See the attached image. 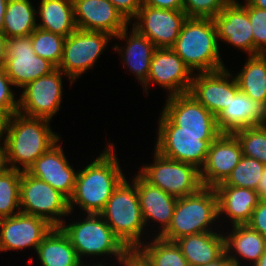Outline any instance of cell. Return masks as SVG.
Segmentation results:
<instances>
[{
    "label": "cell",
    "instance_id": "6da1fadb",
    "mask_svg": "<svg viewBox=\"0 0 266 266\" xmlns=\"http://www.w3.org/2000/svg\"><path fill=\"white\" fill-rule=\"evenodd\" d=\"M50 121L19 112L1 121L0 132L5 134L9 168L28 171L42 154L61 139L51 130Z\"/></svg>",
    "mask_w": 266,
    "mask_h": 266
},
{
    "label": "cell",
    "instance_id": "7a4b0ae2",
    "mask_svg": "<svg viewBox=\"0 0 266 266\" xmlns=\"http://www.w3.org/2000/svg\"><path fill=\"white\" fill-rule=\"evenodd\" d=\"M114 144L77 173L75 187L69 199L70 213L78 205L87 214H100L115 189L125 179ZM75 203V204H74Z\"/></svg>",
    "mask_w": 266,
    "mask_h": 266
},
{
    "label": "cell",
    "instance_id": "3957f363",
    "mask_svg": "<svg viewBox=\"0 0 266 266\" xmlns=\"http://www.w3.org/2000/svg\"><path fill=\"white\" fill-rule=\"evenodd\" d=\"M219 46L213 19L187 18L172 49L193 73H199L225 68Z\"/></svg>",
    "mask_w": 266,
    "mask_h": 266
},
{
    "label": "cell",
    "instance_id": "277c9868",
    "mask_svg": "<svg viewBox=\"0 0 266 266\" xmlns=\"http://www.w3.org/2000/svg\"><path fill=\"white\" fill-rule=\"evenodd\" d=\"M100 215L130 252H135L142 245L140 239L146 233V225L133 182L129 184L125 178L108 199Z\"/></svg>",
    "mask_w": 266,
    "mask_h": 266
},
{
    "label": "cell",
    "instance_id": "5b68a950",
    "mask_svg": "<svg viewBox=\"0 0 266 266\" xmlns=\"http://www.w3.org/2000/svg\"><path fill=\"white\" fill-rule=\"evenodd\" d=\"M218 218L216 190L202 187L194 194L177 199L171 224L160 237L175 241L192 234L216 231L211 226Z\"/></svg>",
    "mask_w": 266,
    "mask_h": 266
},
{
    "label": "cell",
    "instance_id": "8992f818",
    "mask_svg": "<svg viewBox=\"0 0 266 266\" xmlns=\"http://www.w3.org/2000/svg\"><path fill=\"white\" fill-rule=\"evenodd\" d=\"M86 218L60 226L69 237L79 260L84 256H114L121 263L130 251L115 236L100 214H86Z\"/></svg>",
    "mask_w": 266,
    "mask_h": 266
},
{
    "label": "cell",
    "instance_id": "52a82bcc",
    "mask_svg": "<svg viewBox=\"0 0 266 266\" xmlns=\"http://www.w3.org/2000/svg\"><path fill=\"white\" fill-rule=\"evenodd\" d=\"M160 113L154 149L164 157L194 165L200 170L211 143L221 133L177 132V126L163 112Z\"/></svg>",
    "mask_w": 266,
    "mask_h": 266
},
{
    "label": "cell",
    "instance_id": "ba28073f",
    "mask_svg": "<svg viewBox=\"0 0 266 266\" xmlns=\"http://www.w3.org/2000/svg\"><path fill=\"white\" fill-rule=\"evenodd\" d=\"M20 212L45 219L53 227H60L68 216L69 200L51 185L27 171L20 181Z\"/></svg>",
    "mask_w": 266,
    "mask_h": 266
},
{
    "label": "cell",
    "instance_id": "9c48e42d",
    "mask_svg": "<svg viewBox=\"0 0 266 266\" xmlns=\"http://www.w3.org/2000/svg\"><path fill=\"white\" fill-rule=\"evenodd\" d=\"M153 161L142 166L138 173L168 194L180 198L194 194L203 187L200 170L194 165L169 159L156 150Z\"/></svg>",
    "mask_w": 266,
    "mask_h": 266
},
{
    "label": "cell",
    "instance_id": "30bf717a",
    "mask_svg": "<svg viewBox=\"0 0 266 266\" xmlns=\"http://www.w3.org/2000/svg\"><path fill=\"white\" fill-rule=\"evenodd\" d=\"M112 38L114 37L105 32L76 29L65 39L57 69L66 74L72 84L80 75L94 67Z\"/></svg>",
    "mask_w": 266,
    "mask_h": 266
},
{
    "label": "cell",
    "instance_id": "8fae6325",
    "mask_svg": "<svg viewBox=\"0 0 266 266\" xmlns=\"http://www.w3.org/2000/svg\"><path fill=\"white\" fill-rule=\"evenodd\" d=\"M63 75L66 76L56 68L24 86L19 97L18 112L28 117L52 120L61 107Z\"/></svg>",
    "mask_w": 266,
    "mask_h": 266
},
{
    "label": "cell",
    "instance_id": "7c38bea8",
    "mask_svg": "<svg viewBox=\"0 0 266 266\" xmlns=\"http://www.w3.org/2000/svg\"><path fill=\"white\" fill-rule=\"evenodd\" d=\"M56 67L34 52L30 35L6 40L4 70L15 87L23 88L31 81L48 75Z\"/></svg>",
    "mask_w": 266,
    "mask_h": 266
},
{
    "label": "cell",
    "instance_id": "4fadbf2b",
    "mask_svg": "<svg viewBox=\"0 0 266 266\" xmlns=\"http://www.w3.org/2000/svg\"><path fill=\"white\" fill-rule=\"evenodd\" d=\"M187 18L184 10L142 5L132 27L150 39L156 48H172Z\"/></svg>",
    "mask_w": 266,
    "mask_h": 266
},
{
    "label": "cell",
    "instance_id": "5bb4252c",
    "mask_svg": "<svg viewBox=\"0 0 266 266\" xmlns=\"http://www.w3.org/2000/svg\"><path fill=\"white\" fill-rule=\"evenodd\" d=\"M194 73L172 48H156L154 51L144 91L149 84H157L169 92L168 96L189 93Z\"/></svg>",
    "mask_w": 266,
    "mask_h": 266
},
{
    "label": "cell",
    "instance_id": "9a60e30c",
    "mask_svg": "<svg viewBox=\"0 0 266 266\" xmlns=\"http://www.w3.org/2000/svg\"><path fill=\"white\" fill-rule=\"evenodd\" d=\"M239 91L236 78L225 67L213 72L194 74L189 93L217 116Z\"/></svg>",
    "mask_w": 266,
    "mask_h": 266
},
{
    "label": "cell",
    "instance_id": "2e32d148",
    "mask_svg": "<svg viewBox=\"0 0 266 266\" xmlns=\"http://www.w3.org/2000/svg\"><path fill=\"white\" fill-rule=\"evenodd\" d=\"M163 113L177 126V132L221 133L216 116L190 93L168 96Z\"/></svg>",
    "mask_w": 266,
    "mask_h": 266
},
{
    "label": "cell",
    "instance_id": "e0dca14e",
    "mask_svg": "<svg viewBox=\"0 0 266 266\" xmlns=\"http://www.w3.org/2000/svg\"><path fill=\"white\" fill-rule=\"evenodd\" d=\"M53 228L45 219L18 213L0 219V252L22 250L32 247L37 250L43 238Z\"/></svg>",
    "mask_w": 266,
    "mask_h": 266
},
{
    "label": "cell",
    "instance_id": "ac0fdd59",
    "mask_svg": "<svg viewBox=\"0 0 266 266\" xmlns=\"http://www.w3.org/2000/svg\"><path fill=\"white\" fill-rule=\"evenodd\" d=\"M242 155V146L236 135L221 133L211 143L205 164L200 169L203 187L215 188L223 183Z\"/></svg>",
    "mask_w": 266,
    "mask_h": 266
},
{
    "label": "cell",
    "instance_id": "d6986e66",
    "mask_svg": "<svg viewBox=\"0 0 266 266\" xmlns=\"http://www.w3.org/2000/svg\"><path fill=\"white\" fill-rule=\"evenodd\" d=\"M77 29L115 37L129 23L109 0H72Z\"/></svg>",
    "mask_w": 266,
    "mask_h": 266
},
{
    "label": "cell",
    "instance_id": "ffe728a7",
    "mask_svg": "<svg viewBox=\"0 0 266 266\" xmlns=\"http://www.w3.org/2000/svg\"><path fill=\"white\" fill-rule=\"evenodd\" d=\"M59 143L58 141L42 154L27 172L45 181L69 200L74 191L78 171L69 164Z\"/></svg>",
    "mask_w": 266,
    "mask_h": 266
},
{
    "label": "cell",
    "instance_id": "44dd1931",
    "mask_svg": "<svg viewBox=\"0 0 266 266\" xmlns=\"http://www.w3.org/2000/svg\"><path fill=\"white\" fill-rule=\"evenodd\" d=\"M218 42H227L235 48L253 55V33L246 8L239 2L228 3L213 18ZM220 39V40H219Z\"/></svg>",
    "mask_w": 266,
    "mask_h": 266
},
{
    "label": "cell",
    "instance_id": "7402d4cb",
    "mask_svg": "<svg viewBox=\"0 0 266 266\" xmlns=\"http://www.w3.org/2000/svg\"><path fill=\"white\" fill-rule=\"evenodd\" d=\"M132 181L137 188L142 216L146 227L150 220L159 223L161 225L160 231L154 236H161L171 224L178 198L151 185L139 173L131 182Z\"/></svg>",
    "mask_w": 266,
    "mask_h": 266
},
{
    "label": "cell",
    "instance_id": "603a6c76",
    "mask_svg": "<svg viewBox=\"0 0 266 266\" xmlns=\"http://www.w3.org/2000/svg\"><path fill=\"white\" fill-rule=\"evenodd\" d=\"M128 27L123 29L115 36L116 39L125 40L126 46L124 48L115 45L113 48L120 52L123 58L122 62L131 73L135 74L136 79L142 83L147 81L150 70L151 60L156 50V46L146 36L138 33L133 27L128 35ZM121 48V49H120ZM124 49V50H123Z\"/></svg>",
    "mask_w": 266,
    "mask_h": 266
},
{
    "label": "cell",
    "instance_id": "cb8c5ba5",
    "mask_svg": "<svg viewBox=\"0 0 266 266\" xmlns=\"http://www.w3.org/2000/svg\"><path fill=\"white\" fill-rule=\"evenodd\" d=\"M264 113V106L239 91L228 106L216 116V121L221 133L234 134L238 130L261 125Z\"/></svg>",
    "mask_w": 266,
    "mask_h": 266
},
{
    "label": "cell",
    "instance_id": "d4e9b609",
    "mask_svg": "<svg viewBox=\"0 0 266 266\" xmlns=\"http://www.w3.org/2000/svg\"><path fill=\"white\" fill-rule=\"evenodd\" d=\"M218 197V216H227L233 225H245L260 201L258 193L249 188L219 184L214 188ZM223 214V215H222Z\"/></svg>",
    "mask_w": 266,
    "mask_h": 266
},
{
    "label": "cell",
    "instance_id": "484cf974",
    "mask_svg": "<svg viewBox=\"0 0 266 266\" xmlns=\"http://www.w3.org/2000/svg\"><path fill=\"white\" fill-rule=\"evenodd\" d=\"M231 230L224 235L226 254L234 266H242L239 260H246L253 266L264 253L266 239L247 224L233 225Z\"/></svg>",
    "mask_w": 266,
    "mask_h": 266
},
{
    "label": "cell",
    "instance_id": "4316f807",
    "mask_svg": "<svg viewBox=\"0 0 266 266\" xmlns=\"http://www.w3.org/2000/svg\"><path fill=\"white\" fill-rule=\"evenodd\" d=\"M189 266L210 263L225 252L224 234L215 231L192 234L175 240Z\"/></svg>",
    "mask_w": 266,
    "mask_h": 266
},
{
    "label": "cell",
    "instance_id": "83f0119b",
    "mask_svg": "<svg viewBox=\"0 0 266 266\" xmlns=\"http://www.w3.org/2000/svg\"><path fill=\"white\" fill-rule=\"evenodd\" d=\"M42 266H80L69 237L60 227H53L36 250Z\"/></svg>",
    "mask_w": 266,
    "mask_h": 266
},
{
    "label": "cell",
    "instance_id": "f1b7e54d",
    "mask_svg": "<svg viewBox=\"0 0 266 266\" xmlns=\"http://www.w3.org/2000/svg\"><path fill=\"white\" fill-rule=\"evenodd\" d=\"M39 4L37 16L41 23H37L38 28L64 37L77 29L72 0H40Z\"/></svg>",
    "mask_w": 266,
    "mask_h": 266
},
{
    "label": "cell",
    "instance_id": "f546056e",
    "mask_svg": "<svg viewBox=\"0 0 266 266\" xmlns=\"http://www.w3.org/2000/svg\"><path fill=\"white\" fill-rule=\"evenodd\" d=\"M235 78L241 92L266 107V54L248 56Z\"/></svg>",
    "mask_w": 266,
    "mask_h": 266
},
{
    "label": "cell",
    "instance_id": "4dcf8cb0",
    "mask_svg": "<svg viewBox=\"0 0 266 266\" xmlns=\"http://www.w3.org/2000/svg\"><path fill=\"white\" fill-rule=\"evenodd\" d=\"M36 14L30 0H8L3 35L7 39L30 35L37 28Z\"/></svg>",
    "mask_w": 266,
    "mask_h": 266
},
{
    "label": "cell",
    "instance_id": "1f68e13d",
    "mask_svg": "<svg viewBox=\"0 0 266 266\" xmlns=\"http://www.w3.org/2000/svg\"><path fill=\"white\" fill-rule=\"evenodd\" d=\"M150 243V244H149ZM149 266H189L175 241L155 236L135 251Z\"/></svg>",
    "mask_w": 266,
    "mask_h": 266
},
{
    "label": "cell",
    "instance_id": "d6a6232c",
    "mask_svg": "<svg viewBox=\"0 0 266 266\" xmlns=\"http://www.w3.org/2000/svg\"><path fill=\"white\" fill-rule=\"evenodd\" d=\"M21 174L11 168L0 174V219L20 213Z\"/></svg>",
    "mask_w": 266,
    "mask_h": 266
},
{
    "label": "cell",
    "instance_id": "836d02e7",
    "mask_svg": "<svg viewBox=\"0 0 266 266\" xmlns=\"http://www.w3.org/2000/svg\"><path fill=\"white\" fill-rule=\"evenodd\" d=\"M30 38L36 55L48 60L57 68L62 58L66 37L37 27L30 34Z\"/></svg>",
    "mask_w": 266,
    "mask_h": 266
},
{
    "label": "cell",
    "instance_id": "e575fe53",
    "mask_svg": "<svg viewBox=\"0 0 266 266\" xmlns=\"http://www.w3.org/2000/svg\"><path fill=\"white\" fill-rule=\"evenodd\" d=\"M265 165L255 158L242 155L239 163L221 184L257 190Z\"/></svg>",
    "mask_w": 266,
    "mask_h": 266
},
{
    "label": "cell",
    "instance_id": "d590c367",
    "mask_svg": "<svg viewBox=\"0 0 266 266\" xmlns=\"http://www.w3.org/2000/svg\"><path fill=\"white\" fill-rule=\"evenodd\" d=\"M242 146L244 156L255 158L266 166V128L250 126L234 133Z\"/></svg>",
    "mask_w": 266,
    "mask_h": 266
},
{
    "label": "cell",
    "instance_id": "8d00e7d4",
    "mask_svg": "<svg viewBox=\"0 0 266 266\" xmlns=\"http://www.w3.org/2000/svg\"><path fill=\"white\" fill-rule=\"evenodd\" d=\"M242 4L248 14L253 33V55L266 54V9L251 6L246 0Z\"/></svg>",
    "mask_w": 266,
    "mask_h": 266
},
{
    "label": "cell",
    "instance_id": "74e56055",
    "mask_svg": "<svg viewBox=\"0 0 266 266\" xmlns=\"http://www.w3.org/2000/svg\"><path fill=\"white\" fill-rule=\"evenodd\" d=\"M228 3V0H183V10L188 18L213 19Z\"/></svg>",
    "mask_w": 266,
    "mask_h": 266
},
{
    "label": "cell",
    "instance_id": "f35d334b",
    "mask_svg": "<svg viewBox=\"0 0 266 266\" xmlns=\"http://www.w3.org/2000/svg\"><path fill=\"white\" fill-rule=\"evenodd\" d=\"M11 86H14L4 68L0 69V121L18 112L19 99L15 98Z\"/></svg>",
    "mask_w": 266,
    "mask_h": 266
},
{
    "label": "cell",
    "instance_id": "ab89813d",
    "mask_svg": "<svg viewBox=\"0 0 266 266\" xmlns=\"http://www.w3.org/2000/svg\"><path fill=\"white\" fill-rule=\"evenodd\" d=\"M247 225L266 239V199H260Z\"/></svg>",
    "mask_w": 266,
    "mask_h": 266
},
{
    "label": "cell",
    "instance_id": "60d3db41",
    "mask_svg": "<svg viewBox=\"0 0 266 266\" xmlns=\"http://www.w3.org/2000/svg\"><path fill=\"white\" fill-rule=\"evenodd\" d=\"M130 24L142 7V0H109Z\"/></svg>",
    "mask_w": 266,
    "mask_h": 266
},
{
    "label": "cell",
    "instance_id": "b9f144b4",
    "mask_svg": "<svg viewBox=\"0 0 266 266\" xmlns=\"http://www.w3.org/2000/svg\"><path fill=\"white\" fill-rule=\"evenodd\" d=\"M142 5L161 9L183 10V0H142Z\"/></svg>",
    "mask_w": 266,
    "mask_h": 266
},
{
    "label": "cell",
    "instance_id": "7bdbcfd3",
    "mask_svg": "<svg viewBox=\"0 0 266 266\" xmlns=\"http://www.w3.org/2000/svg\"><path fill=\"white\" fill-rule=\"evenodd\" d=\"M3 140V141H2ZM0 174L6 172L9 169L7 160V146L4 139V135L0 132ZM3 144V146H1Z\"/></svg>",
    "mask_w": 266,
    "mask_h": 266
},
{
    "label": "cell",
    "instance_id": "ee69618b",
    "mask_svg": "<svg viewBox=\"0 0 266 266\" xmlns=\"http://www.w3.org/2000/svg\"><path fill=\"white\" fill-rule=\"evenodd\" d=\"M198 266H234V263L232 260L228 257L226 252H224L219 258L215 259L214 261H211L207 264H202Z\"/></svg>",
    "mask_w": 266,
    "mask_h": 266
},
{
    "label": "cell",
    "instance_id": "f6af8a7d",
    "mask_svg": "<svg viewBox=\"0 0 266 266\" xmlns=\"http://www.w3.org/2000/svg\"><path fill=\"white\" fill-rule=\"evenodd\" d=\"M6 40L3 33H0V69L4 68L6 62Z\"/></svg>",
    "mask_w": 266,
    "mask_h": 266
},
{
    "label": "cell",
    "instance_id": "bcb514c9",
    "mask_svg": "<svg viewBox=\"0 0 266 266\" xmlns=\"http://www.w3.org/2000/svg\"><path fill=\"white\" fill-rule=\"evenodd\" d=\"M256 192L258 193L260 199H266V167L260 178Z\"/></svg>",
    "mask_w": 266,
    "mask_h": 266
},
{
    "label": "cell",
    "instance_id": "7dc6e473",
    "mask_svg": "<svg viewBox=\"0 0 266 266\" xmlns=\"http://www.w3.org/2000/svg\"><path fill=\"white\" fill-rule=\"evenodd\" d=\"M8 0H0V33L3 32L4 27V15L7 9Z\"/></svg>",
    "mask_w": 266,
    "mask_h": 266
},
{
    "label": "cell",
    "instance_id": "c3c4849f",
    "mask_svg": "<svg viewBox=\"0 0 266 266\" xmlns=\"http://www.w3.org/2000/svg\"><path fill=\"white\" fill-rule=\"evenodd\" d=\"M251 6L266 9V0H246Z\"/></svg>",
    "mask_w": 266,
    "mask_h": 266
},
{
    "label": "cell",
    "instance_id": "681fc988",
    "mask_svg": "<svg viewBox=\"0 0 266 266\" xmlns=\"http://www.w3.org/2000/svg\"><path fill=\"white\" fill-rule=\"evenodd\" d=\"M253 266H266V248L259 260Z\"/></svg>",
    "mask_w": 266,
    "mask_h": 266
},
{
    "label": "cell",
    "instance_id": "f907efd6",
    "mask_svg": "<svg viewBox=\"0 0 266 266\" xmlns=\"http://www.w3.org/2000/svg\"><path fill=\"white\" fill-rule=\"evenodd\" d=\"M80 266H105V265H103L101 262H99V263H97V265L95 264H93V265H90V264H88V265H86L85 263H82Z\"/></svg>",
    "mask_w": 266,
    "mask_h": 266
},
{
    "label": "cell",
    "instance_id": "816d5d0a",
    "mask_svg": "<svg viewBox=\"0 0 266 266\" xmlns=\"http://www.w3.org/2000/svg\"><path fill=\"white\" fill-rule=\"evenodd\" d=\"M262 125L266 128V107H265V113H264V121L262 122Z\"/></svg>",
    "mask_w": 266,
    "mask_h": 266
},
{
    "label": "cell",
    "instance_id": "f5cc1de1",
    "mask_svg": "<svg viewBox=\"0 0 266 266\" xmlns=\"http://www.w3.org/2000/svg\"><path fill=\"white\" fill-rule=\"evenodd\" d=\"M229 3L238 2L237 0H228Z\"/></svg>",
    "mask_w": 266,
    "mask_h": 266
}]
</instances>
